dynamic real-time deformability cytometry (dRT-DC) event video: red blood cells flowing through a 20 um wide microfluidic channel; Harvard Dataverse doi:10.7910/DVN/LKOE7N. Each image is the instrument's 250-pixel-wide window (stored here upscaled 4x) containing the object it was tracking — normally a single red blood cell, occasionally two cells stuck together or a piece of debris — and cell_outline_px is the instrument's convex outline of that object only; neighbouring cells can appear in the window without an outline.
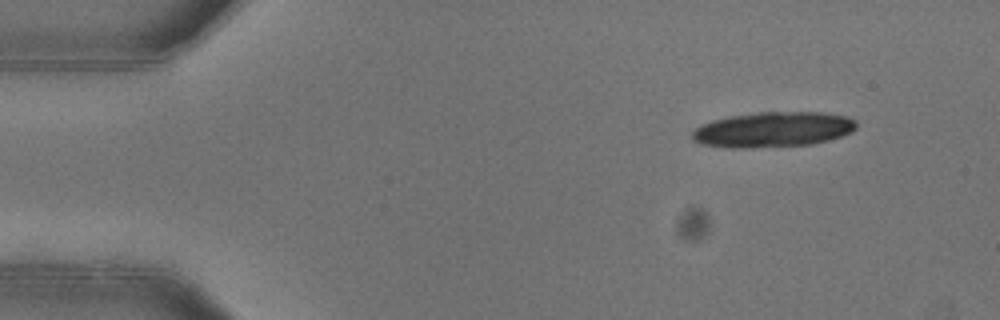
{"species": "common noctule bat (a hibernating species)", "species_latin": "Nyctalus noctula", "temperature_condition": "warm", "stored_images_in_passage": 13, "camera_frame_rate_fps": 3000, "um_per_image_px": 0.085, "animal": {"sex": "female"}, "frame": {"image": 1, "passage_image": 1, "time_ms": 0.0, "image_size_px": [1000, 320], "cell_outline_px": [[856, 128], [852, 132], [828, 140], [812, 144], [752, 148], [724, 148], [700, 144], [692, 140], [692, 132], [696, 128], [712, 120], [732, 116], [760, 112], [820, 112], [848, 116], [856, 120]], "centroid_in_image_um": [65.7, 11.02], "position_along_channel_um": 19.3, "area_um2": 33.87}}